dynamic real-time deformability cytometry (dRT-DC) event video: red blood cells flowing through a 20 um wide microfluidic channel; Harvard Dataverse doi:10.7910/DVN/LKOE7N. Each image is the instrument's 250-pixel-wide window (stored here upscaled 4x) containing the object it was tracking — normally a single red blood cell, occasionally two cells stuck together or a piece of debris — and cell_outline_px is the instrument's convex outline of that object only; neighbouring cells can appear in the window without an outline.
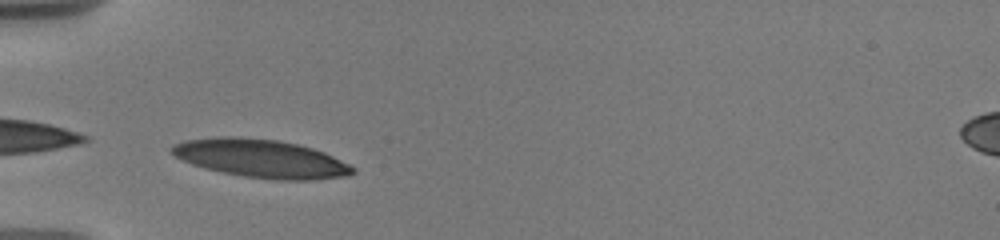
{"species": "human", "species_latin": "Homo sapiens", "temperature_condition": "warm", "stored_images_in_passage": 46, "camera_frame_rate_fps": 3000, "um_per_image_px": 0.085, "donor": {"sex": "male"}, "frame": {"image": 1, "passage_image": 2, "time_ms": 0.333, "image_size_px": [1000, 240], "cell_outline_px": [[356, 172], [348, 176], [312, 180], [276, 180], [244, 176], [204, 168], [192, 164], [176, 156], [168, 148], [172, 144], [184, 140], [216, 136], [236, 136], [276, 140], [296, 144], [312, 148], [324, 152], [356, 168]], "centroid_in_image_um": [22.17, 13.47], "position_along_channel_um": 62.8, "area_um2": 40.34}}
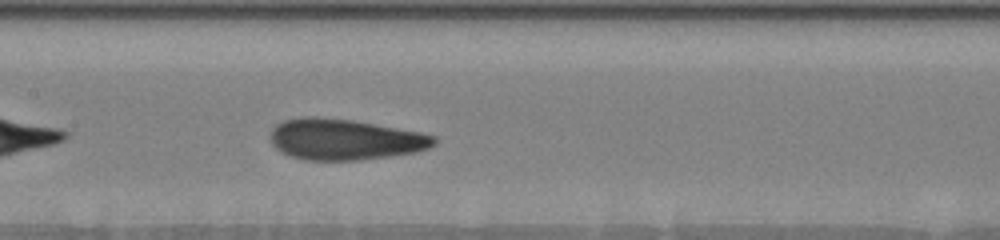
{"frame": {"image": 2, "passage_image": 15, "time_ms": 3.667, "image_size_px": [1000, 240], "cell_outline_px": [[436, 144], [428, 148], [412, 152], [388, 156], [356, 160], [304, 160], [280, 152], [272, 144], [272, 128], [276, 124], [284, 120], [304, 116], [316, 116], [352, 120], [420, 132], [436, 136]], "centroid_in_image_um": [29.28, 11.84], "position_along_channel_um": 178.1, "area_um2": 38.84}}
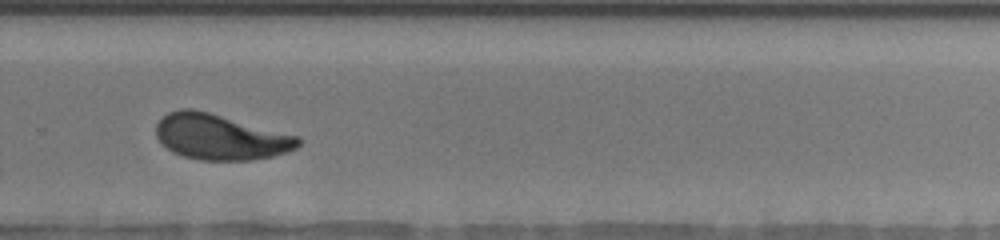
{"frame": {"image": 3, "passage_image": 30, "time_ms": 7.333, "image_size_px": [1000, 240], "cell_outline_px": [[300, 144], [296, 148], [288, 152], [272, 156], [252, 160], [200, 160], [184, 156], [172, 152], [156, 136], [156, 124], [168, 112], [180, 108], [192, 108], [208, 112], [300, 136]], "centroid_in_image_um": [18.74, 11.64], "position_along_channel_um": 311.1, "area_um2": 37.63}, "authors_computed_cell_mechanics": {"area_um2": 38.437, "velocity_mm_per_s": 3.6427, "shape_relaxation_time_tau1_ms": 4.4066, "shape_relaxation_time_tau2_ms": 1.2484, "deformation_change_tau1": 0.1733, "deformation_change_tau2": 0.0792}}